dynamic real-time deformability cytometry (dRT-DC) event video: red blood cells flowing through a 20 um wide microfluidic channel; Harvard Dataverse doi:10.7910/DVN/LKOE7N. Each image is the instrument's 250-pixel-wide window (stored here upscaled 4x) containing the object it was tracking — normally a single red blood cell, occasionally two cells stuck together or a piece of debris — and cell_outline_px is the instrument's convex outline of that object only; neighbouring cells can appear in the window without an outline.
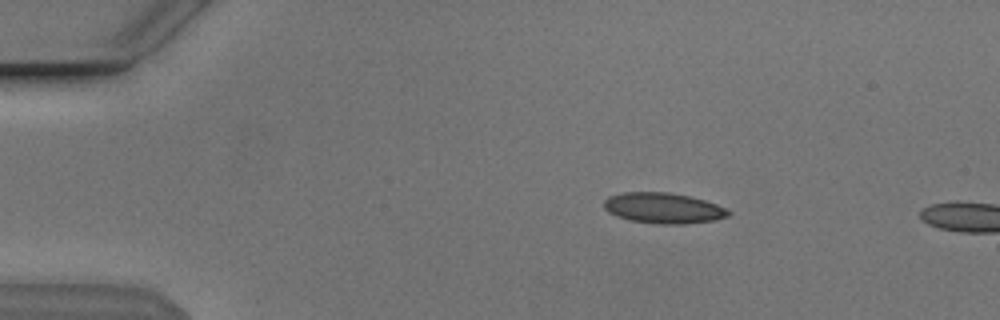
{"species": "Egyptian fruit bat (a non-hibernating species)", "species_latin": "Rousettus aegyptiacus", "temperature_condition": "cold", "stored_images_in_passage": 46, "camera_frame_rate_fps": 3000, "um_per_image_px": 0.085, "animal": {"sex": "male"}, "frame": {"image": 1, "passage_image": 3, "time_ms": 0.667, "image_size_px": [1000, 320], "cell_outline_px": [[732, 212], [728, 216], [712, 220], [684, 224], [660, 224], [632, 220], [616, 216], [608, 212], [604, 208], [604, 200], [608, 196], [624, 192], [668, 192], [692, 196], [716, 204]], "centroid_in_image_um": [56.36, 17.67], "position_along_channel_um": 28.6, "area_um2": 22.14}}
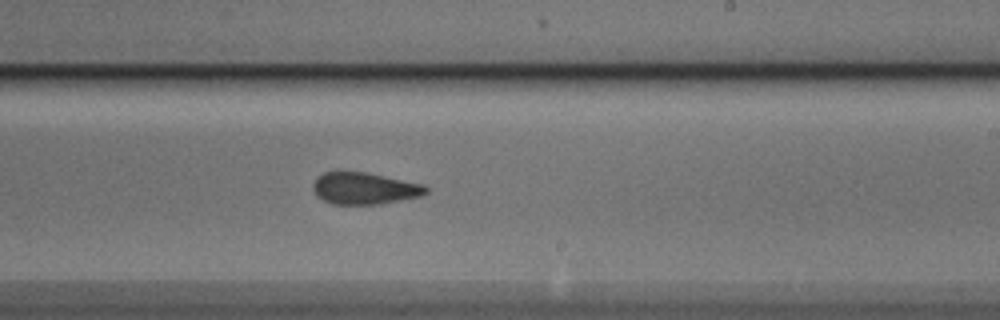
{"frame": {"image": 2, "passage_image": 26, "time_ms": 8.333, "image_size_px": [1000, 320], "cell_outline_px": [[428, 192], [420, 196], [380, 204], [332, 204], [316, 196], [312, 188], [312, 184], [324, 172], [336, 168], [340, 168], [368, 172], [424, 184], [428, 188]], "centroid_in_image_um": [30.94, 15.96], "position_along_channel_um": 258.1, "area_um2": 21.62}}
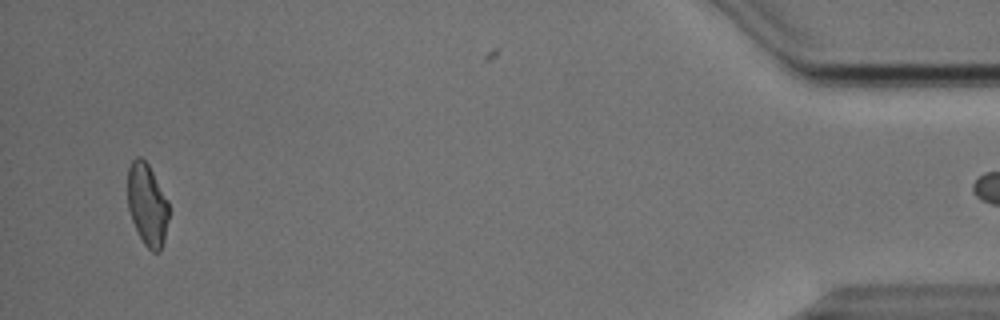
{"frame": {"image": 3, "passage_image": 45, "time_ms": 14.667, "image_size_px": [1000, 320], "cell_outline_px": [[168, 220], [164, 240], [160, 252], [152, 252], [144, 244], [132, 220], [128, 208], [128, 168], [132, 160], [136, 156], [140, 156], [148, 164], [168, 200]], "centroid_in_image_um": [12.51, 17.38], "position_along_channel_um": 422.7, "area_um2": 19.59}}